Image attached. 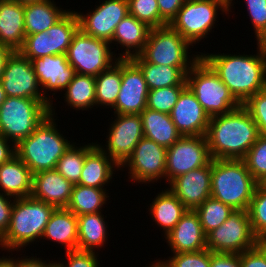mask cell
Instances as JSON below:
<instances>
[{
  "mask_svg": "<svg viewBox=\"0 0 266 267\" xmlns=\"http://www.w3.org/2000/svg\"><path fill=\"white\" fill-rule=\"evenodd\" d=\"M31 63L42 88L41 90H43V96L53 105V101L47 95V92L49 90L53 91V96L55 92L64 91L73 80L76 74L75 69L68 62L66 54L33 59Z\"/></svg>",
  "mask_w": 266,
  "mask_h": 267,
  "instance_id": "obj_19",
  "label": "cell"
},
{
  "mask_svg": "<svg viewBox=\"0 0 266 267\" xmlns=\"http://www.w3.org/2000/svg\"><path fill=\"white\" fill-rule=\"evenodd\" d=\"M12 197L0 192V239L9 228L14 200Z\"/></svg>",
  "mask_w": 266,
  "mask_h": 267,
  "instance_id": "obj_49",
  "label": "cell"
},
{
  "mask_svg": "<svg viewBox=\"0 0 266 267\" xmlns=\"http://www.w3.org/2000/svg\"><path fill=\"white\" fill-rule=\"evenodd\" d=\"M14 1L21 3V4H26V3L38 2V1H42V0H14Z\"/></svg>",
  "mask_w": 266,
  "mask_h": 267,
  "instance_id": "obj_60",
  "label": "cell"
},
{
  "mask_svg": "<svg viewBox=\"0 0 266 267\" xmlns=\"http://www.w3.org/2000/svg\"><path fill=\"white\" fill-rule=\"evenodd\" d=\"M129 14L150 28L167 25L160 17L157 0H128Z\"/></svg>",
  "mask_w": 266,
  "mask_h": 267,
  "instance_id": "obj_42",
  "label": "cell"
},
{
  "mask_svg": "<svg viewBox=\"0 0 266 267\" xmlns=\"http://www.w3.org/2000/svg\"><path fill=\"white\" fill-rule=\"evenodd\" d=\"M51 106L49 101L6 97L0 106V134L16 145L50 115Z\"/></svg>",
  "mask_w": 266,
  "mask_h": 267,
  "instance_id": "obj_7",
  "label": "cell"
},
{
  "mask_svg": "<svg viewBox=\"0 0 266 267\" xmlns=\"http://www.w3.org/2000/svg\"><path fill=\"white\" fill-rule=\"evenodd\" d=\"M169 259L162 261L167 267H210L211 251L173 253Z\"/></svg>",
  "mask_w": 266,
  "mask_h": 267,
  "instance_id": "obj_44",
  "label": "cell"
},
{
  "mask_svg": "<svg viewBox=\"0 0 266 267\" xmlns=\"http://www.w3.org/2000/svg\"><path fill=\"white\" fill-rule=\"evenodd\" d=\"M68 10L56 6L53 0H42L24 4L25 35L47 31Z\"/></svg>",
  "mask_w": 266,
  "mask_h": 267,
  "instance_id": "obj_29",
  "label": "cell"
},
{
  "mask_svg": "<svg viewBox=\"0 0 266 267\" xmlns=\"http://www.w3.org/2000/svg\"><path fill=\"white\" fill-rule=\"evenodd\" d=\"M252 177L258 182L266 176V137L259 135L257 141L243 158Z\"/></svg>",
  "mask_w": 266,
  "mask_h": 267,
  "instance_id": "obj_43",
  "label": "cell"
},
{
  "mask_svg": "<svg viewBox=\"0 0 266 267\" xmlns=\"http://www.w3.org/2000/svg\"><path fill=\"white\" fill-rule=\"evenodd\" d=\"M121 86L114 114H140L147 108L149 89L140 68L131 59H121Z\"/></svg>",
  "mask_w": 266,
  "mask_h": 267,
  "instance_id": "obj_17",
  "label": "cell"
},
{
  "mask_svg": "<svg viewBox=\"0 0 266 267\" xmlns=\"http://www.w3.org/2000/svg\"><path fill=\"white\" fill-rule=\"evenodd\" d=\"M74 184L54 170L33 175L31 197L55 208H66L70 202Z\"/></svg>",
  "mask_w": 266,
  "mask_h": 267,
  "instance_id": "obj_22",
  "label": "cell"
},
{
  "mask_svg": "<svg viewBox=\"0 0 266 267\" xmlns=\"http://www.w3.org/2000/svg\"><path fill=\"white\" fill-rule=\"evenodd\" d=\"M150 204L149 214L153 221L168 234L188 210L181 201L167 188L155 196Z\"/></svg>",
  "mask_w": 266,
  "mask_h": 267,
  "instance_id": "obj_31",
  "label": "cell"
},
{
  "mask_svg": "<svg viewBox=\"0 0 266 267\" xmlns=\"http://www.w3.org/2000/svg\"><path fill=\"white\" fill-rule=\"evenodd\" d=\"M91 12L85 15L76 12L79 21V29L87 35L112 40L116 26L129 13L128 0H104Z\"/></svg>",
  "mask_w": 266,
  "mask_h": 267,
  "instance_id": "obj_16",
  "label": "cell"
},
{
  "mask_svg": "<svg viewBox=\"0 0 266 267\" xmlns=\"http://www.w3.org/2000/svg\"><path fill=\"white\" fill-rule=\"evenodd\" d=\"M166 153V148L143 136L120 170L128 168L132 183L149 184L165 179Z\"/></svg>",
  "mask_w": 266,
  "mask_h": 267,
  "instance_id": "obj_14",
  "label": "cell"
},
{
  "mask_svg": "<svg viewBox=\"0 0 266 267\" xmlns=\"http://www.w3.org/2000/svg\"><path fill=\"white\" fill-rule=\"evenodd\" d=\"M234 211L230 206L211 196L195 209L206 235L225 222Z\"/></svg>",
  "mask_w": 266,
  "mask_h": 267,
  "instance_id": "obj_37",
  "label": "cell"
},
{
  "mask_svg": "<svg viewBox=\"0 0 266 267\" xmlns=\"http://www.w3.org/2000/svg\"><path fill=\"white\" fill-rule=\"evenodd\" d=\"M33 174L17 156L0 165V192L14 198L29 197Z\"/></svg>",
  "mask_w": 266,
  "mask_h": 267,
  "instance_id": "obj_26",
  "label": "cell"
},
{
  "mask_svg": "<svg viewBox=\"0 0 266 267\" xmlns=\"http://www.w3.org/2000/svg\"><path fill=\"white\" fill-rule=\"evenodd\" d=\"M251 228L260 241L266 240V191L256 186L248 208Z\"/></svg>",
  "mask_w": 266,
  "mask_h": 267,
  "instance_id": "obj_39",
  "label": "cell"
},
{
  "mask_svg": "<svg viewBox=\"0 0 266 267\" xmlns=\"http://www.w3.org/2000/svg\"><path fill=\"white\" fill-rule=\"evenodd\" d=\"M211 160L205 136H181L167 149L165 180L169 184L180 175L206 166Z\"/></svg>",
  "mask_w": 266,
  "mask_h": 267,
  "instance_id": "obj_12",
  "label": "cell"
},
{
  "mask_svg": "<svg viewBox=\"0 0 266 267\" xmlns=\"http://www.w3.org/2000/svg\"><path fill=\"white\" fill-rule=\"evenodd\" d=\"M106 140V149L97 144L120 168L132 156L135 146L143 138L140 114H114Z\"/></svg>",
  "mask_w": 266,
  "mask_h": 267,
  "instance_id": "obj_13",
  "label": "cell"
},
{
  "mask_svg": "<svg viewBox=\"0 0 266 267\" xmlns=\"http://www.w3.org/2000/svg\"><path fill=\"white\" fill-rule=\"evenodd\" d=\"M42 238L64 245L65 251L77 249V216L67 208H55L51 213Z\"/></svg>",
  "mask_w": 266,
  "mask_h": 267,
  "instance_id": "obj_27",
  "label": "cell"
},
{
  "mask_svg": "<svg viewBox=\"0 0 266 267\" xmlns=\"http://www.w3.org/2000/svg\"><path fill=\"white\" fill-rule=\"evenodd\" d=\"M260 241L253 234L248 211L235 210L219 227L206 235V248L213 253L240 254Z\"/></svg>",
  "mask_w": 266,
  "mask_h": 267,
  "instance_id": "obj_11",
  "label": "cell"
},
{
  "mask_svg": "<svg viewBox=\"0 0 266 267\" xmlns=\"http://www.w3.org/2000/svg\"><path fill=\"white\" fill-rule=\"evenodd\" d=\"M186 84L209 117L229 113L241 106L202 57L186 74Z\"/></svg>",
  "mask_w": 266,
  "mask_h": 267,
  "instance_id": "obj_6",
  "label": "cell"
},
{
  "mask_svg": "<svg viewBox=\"0 0 266 267\" xmlns=\"http://www.w3.org/2000/svg\"><path fill=\"white\" fill-rule=\"evenodd\" d=\"M64 91V100L70 108L84 111L96 106L94 76L76 73Z\"/></svg>",
  "mask_w": 266,
  "mask_h": 267,
  "instance_id": "obj_34",
  "label": "cell"
},
{
  "mask_svg": "<svg viewBox=\"0 0 266 267\" xmlns=\"http://www.w3.org/2000/svg\"><path fill=\"white\" fill-rule=\"evenodd\" d=\"M68 261L55 260V267H99L98 252L71 250L65 251ZM97 254V255H96Z\"/></svg>",
  "mask_w": 266,
  "mask_h": 267,
  "instance_id": "obj_47",
  "label": "cell"
},
{
  "mask_svg": "<svg viewBox=\"0 0 266 267\" xmlns=\"http://www.w3.org/2000/svg\"><path fill=\"white\" fill-rule=\"evenodd\" d=\"M121 82V59H118L95 77L96 106L112 108L120 92Z\"/></svg>",
  "mask_w": 266,
  "mask_h": 267,
  "instance_id": "obj_35",
  "label": "cell"
},
{
  "mask_svg": "<svg viewBox=\"0 0 266 267\" xmlns=\"http://www.w3.org/2000/svg\"><path fill=\"white\" fill-rule=\"evenodd\" d=\"M257 42L266 41V0H244Z\"/></svg>",
  "mask_w": 266,
  "mask_h": 267,
  "instance_id": "obj_45",
  "label": "cell"
},
{
  "mask_svg": "<svg viewBox=\"0 0 266 267\" xmlns=\"http://www.w3.org/2000/svg\"><path fill=\"white\" fill-rule=\"evenodd\" d=\"M24 258V259H23ZM14 267H55V261H50L47 263L45 260L39 259L36 257L29 258H14Z\"/></svg>",
  "mask_w": 266,
  "mask_h": 267,
  "instance_id": "obj_52",
  "label": "cell"
},
{
  "mask_svg": "<svg viewBox=\"0 0 266 267\" xmlns=\"http://www.w3.org/2000/svg\"><path fill=\"white\" fill-rule=\"evenodd\" d=\"M172 253L198 252L206 248V234L195 210H187L164 236Z\"/></svg>",
  "mask_w": 266,
  "mask_h": 267,
  "instance_id": "obj_21",
  "label": "cell"
},
{
  "mask_svg": "<svg viewBox=\"0 0 266 267\" xmlns=\"http://www.w3.org/2000/svg\"><path fill=\"white\" fill-rule=\"evenodd\" d=\"M256 186L243 159L211 160V197L234 210L247 211Z\"/></svg>",
  "mask_w": 266,
  "mask_h": 267,
  "instance_id": "obj_4",
  "label": "cell"
},
{
  "mask_svg": "<svg viewBox=\"0 0 266 267\" xmlns=\"http://www.w3.org/2000/svg\"><path fill=\"white\" fill-rule=\"evenodd\" d=\"M110 46V42L78 29L68 47L67 60L76 73L96 77L118 60Z\"/></svg>",
  "mask_w": 266,
  "mask_h": 267,
  "instance_id": "obj_10",
  "label": "cell"
},
{
  "mask_svg": "<svg viewBox=\"0 0 266 267\" xmlns=\"http://www.w3.org/2000/svg\"><path fill=\"white\" fill-rule=\"evenodd\" d=\"M170 117L182 136L206 135L210 117L188 87L181 92Z\"/></svg>",
  "mask_w": 266,
  "mask_h": 267,
  "instance_id": "obj_20",
  "label": "cell"
},
{
  "mask_svg": "<svg viewBox=\"0 0 266 267\" xmlns=\"http://www.w3.org/2000/svg\"><path fill=\"white\" fill-rule=\"evenodd\" d=\"M0 83L7 97L48 101L42 93L32 63L19 51L12 52L5 64Z\"/></svg>",
  "mask_w": 266,
  "mask_h": 267,
  "instance_id": "obj_15",
  "label": "cell"
},
{
  "mask_svg": "<svg viewBox=\"0 0 266 267\" xmlns=\"http://www.w3.org/2000/svg\"><path fill=\"white\" fill-rule=\"evenodd\" d=\"M155 263H152V265H149V267H167L161 260L156 259V261H154ZM147 267V266H146Z\"/></svg>",
  "mask_w": 266,
  "mask_h": 267,
  "instance_id": "obj_58",
  "label": "cell"
},
{
  "mask_svg": "<svg viewBox=\"0 0 266 267\" xmlns=\"http://www.w3.org/2000/svg\"><path fill=\"white\" fill-rule=\"evenodd\" d=\"M10 256L9 258L7 256L0 258V267H14V257L10 258Z\"/></svg>",
  "mask_w": 266,
  "mask_h": 267,
  "instance_id": "obj_55",
  "label": "cell"
},
{
  "mask_svg": "<svg viewBox=\"0 0 266 267\" xmlns=\"http://www.w3.org/2000/svg\"><path fill=\"white\" fill-rule=\"evenodd\" d=\"M219 1L223 2L227 7H229V12H232L231 11V6L234 5V3H232L233 0H219Z\"/></svg>",
  "mask_w": 266,
  "mask_h": 267,
  "instance_id": "obj_59",
  "label": "cell"
},
{
  "mask_svg": "<svg viewBox=\"0 0 266 267\" xmlns=\"http://www.w3.org/2000/svg\"><path fill=\"white\" fill-rule=\"evenodd\" d=\"M187 86H170L160 89L149 90L147 108L170 114L178 101L181 92Z\"/></svg>",
  "mask_w": 266,
  "mask_h": 267,
  "instance_id": "obj_41",
  "label": "cell"
},
{
  "mask_svg": "<svg viewBox=\"0 0 266 267\" xmlns=\"http://www.w3.org/2000/svg\"><path fill=\"white\" fill-rule=\"evenodd\" d=\"M160 17L169 25L183 6V0H157Z\"/></svg>",
  "mask_w": 266,
  "mask_h": 267,
  "instance_id": "obj_50",
  "label": "cell"
},
{
  "mask_svg": "<svg viewBox=\"0 0 266 267\" xmlns=\"http://www.w3.org/2000/svg\"><path fill=\"white\" fill-rule=\"evenodd\" d=\"M75 144V142H72L58 160L55 168L58 173L73 184L79 182L85 155L96 143L92 142L79 147Z\"/></svg>",
  "mask_w": 266,
  "mask_h": 267,
  "instance_id": "obj_36",
  "label": "cell"
},
{
  "mask_svg": "<svg viewBox=\"0 0 266 267\" xmlns=\"http://www.w3.org/2000/svg\"><path fill=\"white\" fill-rule=\"evenodd\" d=\"M14 156L15 144L0 134V165L9 162Z\"/></svg>",
  "mask_w": 266,
  "mask_h": 267,
  "instance_id": "obj_53",
  "label": "cell"
},
{
  "mask_svg": "<svg viewBox=\"0 0 266 267\" xmlns=\"http://www.w3.org/2000/svg\"><path fill=\"white\" fill-rule=\"evenodd\" d=\"M218 10L229 14V7L219 0L185 2L169 25L195 45L215 28Z\"/></svg>",
  "mask_w": 266,
  "mask_h": 267,
  "instance_id": "obj_9",
  "label": "cell"
},
{
  "mask_svg": "<svg viewBox=\"0 0 266 267\" xmlns=\"http://www.w3.org/2000/svg\"><path fill=\"white\" fill-rule=\"evenodd\" d=\"M194 1H197V0H183V2H194Z\"/></svg>",
  "mask_w": 266,
  "mask_h": 267,
  "instance_id": "obj_61",
  "label": "cell"
},
{
  "mask_svg": "<svg viewBox=\"0 0 266 267\" xmlns=\"http://www.w3.org/2000/svg\"><path fill=\"white\" fill-rule=\"evenodd\" d=\"M257 46L256 55L201 53L241 105L266 89V46L264 42Z\"/></svg>",
  "mask_w": 266,
  "mask_h": 267,
  "instance_id": "obj_1",
  "label": "cell"
},
{
  "mask_svg": "<svg viewBox=\"0 0 266 267\" xmlns=\"http://www.w3.org/2000/svg\"><path fill=\"white\" fill-rule=\"evenodd\" d=\"M257 186L266 191V176H264L263 178H261L258 182H257Z\"/></svg>",
  "mask_w": 266,
  "mask_h": 267,
  "instance_id": "obj_57",
  "label": "cell"
},
{
  "mask_svg": "<svg viewBox=\"0 0 266 267\" xmlns=\"http://www.w3.org/2000/svg\"><path fill=\"white\" fill-rule=\"evenodd\" d=\"M79 29L76 12L69 10L52 26L53 55L66 54L74 34Z\"/></svg>",
  "mask_w": 266,
  "mask_h": 267,
  "instance_id": "obj_38",
  "label": "cell"
},
{
  "mask_svg": "<svg viewBox=\"0 0 266 267\" xmlns=\"http://www.w3.org/2000/svg\"><path fill=\"white\" fill-rule=\"evenodd\" d=\"M6 93L3 89L2 84L0 83V106L4 103V101L6 100Z\"/></svg>",
  "mask_w": 266,
  "mask_h": 267,
  "instance_id": "obj_56",
  "label": "cell"
},
{
  "mask_svg": "<svg viewBox=\"0 0 266 267\" xmlns=\"http://www.w3.org/2000/svg\"><path fill=\"white\" fill-rule=\"evenodd\" d=\"M55 207L29 197L14 198L10 225L0 239V249L20 251L34 241L42 240L45 227Z\"/></svg>",
  "mask_w": 266,
  "mask_h": 267,
  "instance_id": "obj_5",
  "label": "cell"
},
{
  "mask_svg": "<svg viewBox=\"0 0 266 267\" xmlns=\"http://www.w3.org/2000/svg\"><path fill=\"white\" fill-rule=\"evenodd\" d=\"M12 52L7 46L0 44V79L2 78L6 61Z\"/></svg>",
  "mask_w": 266,
  "mask_h": 267,
  "instance_id": "obj_54",
  "label": "cell"
},
{
  "mask_svg": "<svg viewBox=\"0 0 266 267\" xmlns=\"http://www.w3.org/2000/svg\"><path fill=\"white\" fill-rule=\"evenodd\" d=\"M242 106L255 121L259 135L266 137V89L251 96Z\"/></svg>",
  "mask_w": 266,
  "mask_h": 267,
  "instance_id": "obj_46",
  "label": "cell"
},
{
  "mask_svg": "<svg viewBox=\"0 0 266 267\" xmlns=\"http://www.w3.org/2000/svg\"><path fill=\"white\" fill-rule=\"evenodd\" d=\"M144 137L168 149L182 135L172 122L170 114L146 108L140 113Z\"/></svg>",
  "mask_w": 266,
  "mask_h": 267,
  "instance_id": "obj_30",
  "label": "cell"
},
{
  "mask_svg": "<svg viewBox=\"0 0 266 267\" xmlns=\"http://www.w3.org/2000/svg\"><path fill=\"white\" fill-rule=\"evenodd\" d=\"M258 136L255 121L242 105L210 117L205 135L212 159H243Z\"/></svg>",
  "mask_w": 266,
  "mask_h": 267,
  "instance_id": "obj_2",
  "label": "cell"
},
{
  "mask_svg": "<svg viewBox=\"0 0 266 267\" xmlns=\"http://www.w3.org/2000/svg\"><path fill=\"white\" fill-rule=\"evenodd\" d=\"M241 267H266V245L259 242L254 248L240 253Z\"/></svg>",
  "mask_w": 266,
  "mask_h": 267,
  "instance_id": "obj_48",
  "label": "cell"
},
{
  "mask_svg": "<svg viewBox=\"0 0 266 267\" xmlns=\"http://www.w3.org/2000/svg\"><path fill=\"white\" fill-rule=\"evenodd\" d=\"M53 107L50 108V115L34 132L15 145L16 156L28 166L33 175L54 170L58 160L72 144L57 128V113Z\"/></svg>",
  "mask_w": 266,
  "mask_h": 267,
  "instance_id": "obj_3",
  "label": "cell"
},
{
  "mask_svg": "<svg viewBox=\"0 0 266 267\" xmlns=\"http://www.w3.org/2000/svg\"><path fill=\"white\" fill-rule=\"evenodd\" d=\"M152 28L147 24L139 21L131 14L126 17L116 26L114 35L110 44L119 46L125 49V52L119 53L118 59H131L139 55L148 40L149 33ZM132 50V51H131Z\"/></svg>",
  "mask_w": 266,
  "mask_h": 267,
  "instance_id": "obj_25",
  "label": "cell"
},
{
  "mask_svg": "<svg viewBox=\"0 0 266 267\" xmlns=\"http://www.w3.org/2000/svg\"><path fill=\"white\" fill-rule=\"evenodd\" d=\"M210 267H241L240 254L211 252Z\"/></svg>",
  "mask_w": 266,
  "mask_h": 267,
  "instance_id": "obj_51",
  "label": "cell"
},
{
  "mask_svg": "<svg viewBox=\"0 0 266 267\" xmlns=\"http://www.w3.org/2000/svg\"><path fill=\"white\" fill-rule=\"evenodd\" d=\"M78 240L77 249L96 252L107 242V221L102 212L89 213L77 216ZM100 247V248H99Z\"/></svg>",
  "mask_w": 266,
  "mask_h": 267,
  "instance_id": "obj_32",
  "label": "cell"
},
{
  "mask_svg": "<svg viewBox=\"0 0 266 267\" xmlns=\"http://www.w3.org/2000/svg\"><path fill=\"white\" fill-rule=\"evenodd\" d=\"M25 36L24 4L0 0V44L19 51Z\"/></svg>",
  "mask_w": 266,
  "mask_h": 267,
  "instance_id": "obj_23",
  "label": "cell"
},
{
  "mask_svg": "<svg viewBox=\"0 0 266 267\" xmlns=\"http://www.w3.org/2000/svg\"><path fill=\"white\" fill-rule=\"evenodd\" d=\"M19 52L30 61L53 55L52 26L47 31L26 35Z\"/></svg>",
  "mask_w": 266,
  "mask_h": 267,
  "instance_id": "obj_40",
  "label": "cell"
},
{
  "mask_svg": "<svg viewBox=\"0 0 266 267\" xmlns=\"http://www.w3.org/2000/svg\"><path fill=\"white\" fill-rule=\"evenodd\" d=\"M193 46L170 25L152 28L144 49L139 56L148 63L171 67H193L201 58L200 54H190Z\"/></svg>",
  "mask_w": 266,
  "mask_h": 267,
  "instance_id": "obj_8",
  "label": "cell"
},
{
  "mask_svg": "<svg viewBox=\"0 0 266 267\" xmlns=\"http://www.w3.org/2000/svg\"><path fill=\"white\" fill-rule=\"evenodd\" d=\"M120 167L96 144L86 153L80 180L77 184L87 187L107 186Z\"/></svg>",
  "mask_w": 266,
  "mask_h": 267,
  "instance_id": "obj_24",
  "label": "cell"
},
{
  "mask_svg": "<svg viewBox=\"0 0 266 267\" xmlns=\"http://www.w3.org/2000/svg\"><path fill=\"white\" fill-rule=\"evenodd\" d=\"M131 60L140 68L149 90L170 86H187L186 74L192 67H171L145 62L139 55Z\"/></svg>",
  "mask_w": 266,
  "mask_h": 267,
  "instance_id": "obj_28",
  "label": "cell"
},
{
  "mask_svg": "<svg viewBox=\"0 0 266 267\" xmlns=\"http://www.w3.org/2000/svg\"><path fill=\"white\" fill-rule=\"evenodd\" d=\"M169 187L188 210H195L211 196V161L173 179Z\"/></svg>",
  "mask_w": 266,
  "mask_h": 267,
  "instance_id": "obj_18",
  "label": "cell"
},
{
  "mask_svg": "<svg viewBox=\"0 0 266 267\" xmlns=\"http://www.w3.org/2000/svg\"><path fill=\"white\" fill-rule=\"evenodd\" d=\"M106 191V189L74 184L71 199L66 208L76 216L101 212L107 204L106 201L109 200Z\"/></svg>",
  "mask_w": 266,
  "mask_h": 267,
  "instance_id": "obj_33",
  "label": "cell"
}]
</instances>
